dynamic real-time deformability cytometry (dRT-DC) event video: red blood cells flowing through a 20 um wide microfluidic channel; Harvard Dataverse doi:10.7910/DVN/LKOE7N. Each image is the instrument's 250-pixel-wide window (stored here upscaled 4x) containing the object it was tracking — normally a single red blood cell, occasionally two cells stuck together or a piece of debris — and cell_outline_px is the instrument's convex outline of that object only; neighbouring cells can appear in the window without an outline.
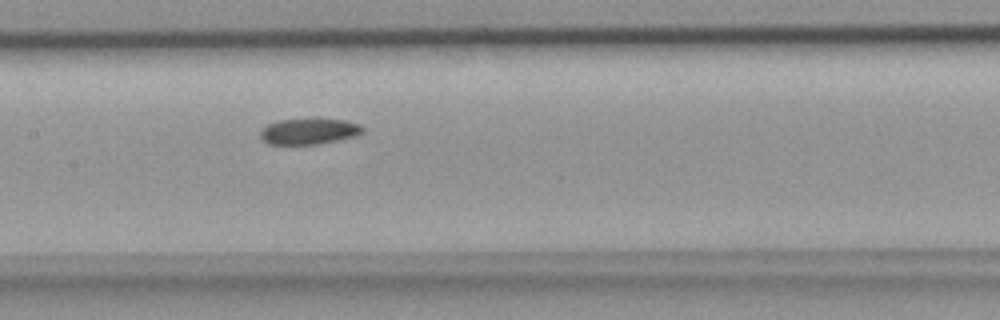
{"species": "common noctule bat (a hibernating species)", "species_latin": "Nyctalus noctula", "temperature_condition": "room temperature", "stored_images_in_passage": 6, "camera_frame_rate_fps": 3000, "um_per_image_px": 0.085, "animal": {"sex": "female", "body_mass_g": 18.4}, "frame": {"image": 1, "passage_image": 6, "time_ms": 1.667, "image_size_px": [1000, 320], "cell_outline_px": [[364, 132], [356, 136], [316, 144], [268, 144], [260, 136], [260, 132], [268, 124], [280, 120], [344, 120], [360, 124], [364, 128]], "centroid_in_image_um": [26.29, 11.18], "position_along_channel_um": 181.1, "area_um2": 15.03}}